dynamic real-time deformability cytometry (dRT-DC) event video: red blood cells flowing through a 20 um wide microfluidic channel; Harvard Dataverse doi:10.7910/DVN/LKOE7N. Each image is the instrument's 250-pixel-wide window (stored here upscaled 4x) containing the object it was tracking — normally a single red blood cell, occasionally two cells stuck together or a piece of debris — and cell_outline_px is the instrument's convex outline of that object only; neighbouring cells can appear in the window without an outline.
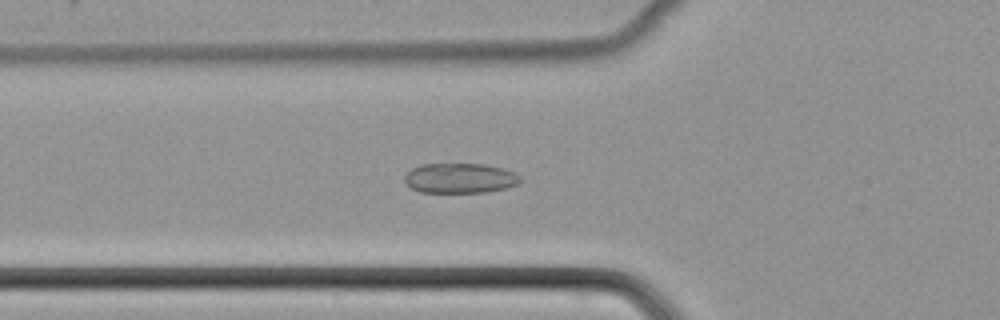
{"species": "common noctule bat (a hibernating species)", "species_latin": "Nyctalus noctula", "temperature_condition": "cold", "stored_images_in_passage": 52, "camera_frame_rate_fps": 3000, "um_per_image_px": 0.085, "animal": {"sex": "female", "body_mass_g": 22.7, "forearm_length_mm": 54.2}, "frame": {"image": 1, "passage_image": 19, "time_ms": 6.0, "image_size_px": [1000, 320], "cell_outline_px": [[520, 180], [516, 184], [504, 188], [484, 192], [420, 192], [412, 188], [404, 180], [404, 176], [412, 168], [420, 164], [484, 164], [500, 168], [512, 172], [520, 176]], "centroid_in_image_um": [39.05, 15.14], "position_along_channel_um": 86.8, "area_um2": 19.88}}
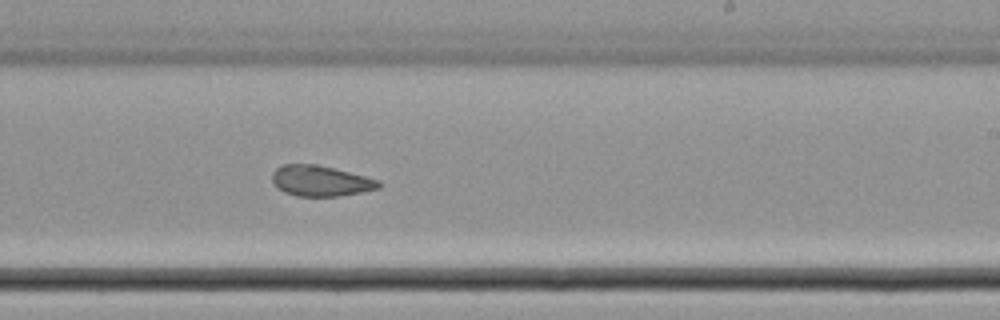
{"frame": {"image": 2, "passage_image": 32, "time_ms": 10.333, "image_size_px": [1000, 320], "cell_outline_px": [[380, 188], [340, 196], [296, 196], [284, 192], [276, 188], [272, 184], [272, 172], [276, 168], [284, 164], [316, 164], [380, 180]], "centroid_in_image_um": [27.19, 15.38], "position_along_channel_um": 261.8, "area_um2": 19.02}}
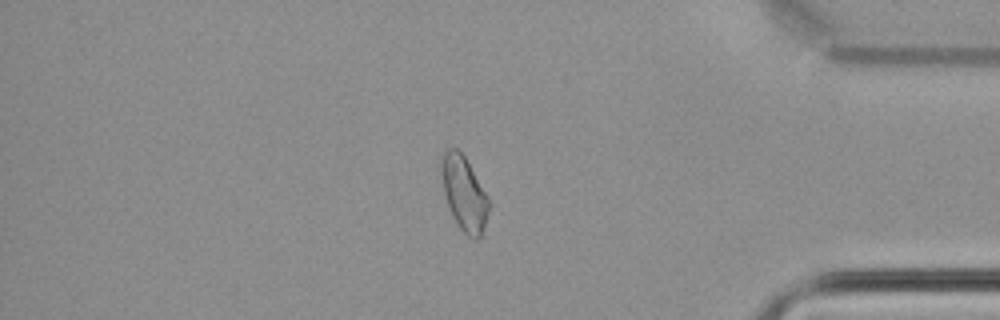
{"frame": {"image": 3, "passage_image": 44, "time_ms": 14.333, "image_size_px": [1000, 320], "cell_outline_px": [[488, 212], [480, 236], [476, 240], [472, 240], [460, 228], [452, 216], [444, 192], [440, 168], [440, 156], [448, 148], [456, 148], [464, 156], [488, 196]], "centroid_in_image_um": [39.42, 16.42], "position_along_channel_um": 395.8, "area_um2": 20.23}}